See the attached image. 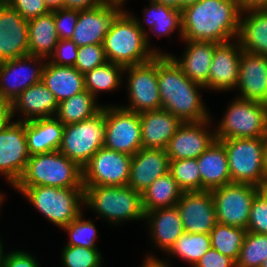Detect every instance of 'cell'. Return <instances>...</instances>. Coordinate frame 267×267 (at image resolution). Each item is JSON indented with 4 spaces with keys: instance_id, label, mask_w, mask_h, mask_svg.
I'll return each mask as SVG.
<instances>
[{
    "instance_id": "cell-12",
    "label": "cell",
    "mask_w": 267,
    "mask_h": 267,
    "mask_svg": "<svg viewBox=\"0 0 267 267\" xmlns=\"http://www.w3.org/2000/svg\"><path fill=\"white\" fill-rule=\"evenodd\" d=\"M127 74L129 105L121 106L136 113L162 109L157 80V56L152 60L124 68Z\"/></svg>"
},
{
    "instance_id": "cell-51",
    "label": "cell",
    "mask_w": 267,
    "mask_h": 267,
    "mask_svg": "<svg viewBox=\"0 0 267 267\" xmlns=\"http://www.w3.org/2000/svg\"><path fill=\"white\" fill-rule=\"evenodd\" d=\"M242 11L267 8V0H237Z\"/></svg>"
},
{
    "instance_id": "cell-37",
    "label": "cell",
    "mask_w": 267,
    "mask_h": 267,
    "mask_svg": "<svg viewBox=\"0 0 267 267\" xmlns=\"http://www.w3.org/2000/svg\"><path fill=\"white\" fill-rule=\"evenodd\" d=\"M246 233V229L217 223L209 233L211 247L236 262Z\"/></svg>"
},
{
    "instance_id": "cell-1",
    "label": "cell",
    "mask_w": 267,
    "mask_h": 267,
    "mask_svg": "<svg viewBox=\"0 0 267 267\" xmlns=\"http://www.w3.org/2000/svg\"><path fill=\"white\" fill-rule=\"evenodd\" d=\"M237 0H200L181 11L182 40L223 43L238 37Z\"/></svg>"
},
{
    "instance_id": "cell-32",
    "label": "cell",
    "mask_w": 267,
    "mask_h": 267,
    "mask_svg": "<svg viewBox=\"0 0 267 267\" xmlns=\"http://www.w3.org/2000/svg\"><path fill=\"white\" fill-rule=\"evenodd\" d=\"M29 55L49 58L59 41L54 22V9L46 15L28 20Z\"/></svg>"
},
{
    "instance_id": "cell-35",
    "label": "cell",
    "mask_w": 267,
    "mask_h": 267,
    "mask_svg": "<svg viewBox=\"0 0 267 267\" xmlns=\"http://www.w3.org/2000/svg\"><path fill=\"white\" fill-rule=\"evenodd\" d=\"M123 72V66L107 61L84 74L85 89L95 98L100 94V91L112 92L117 90L122 85Z\"/></svg>"
},
{
    "instance_id": "cell-36",
    "label": "cell",
    "mask_w": 267,
    "mask_h": 267,
    "mask_svg": "<svg viewBox=\"0 0 267 267\" xmlns=\"http://www.w3.org/2000/svg\"><path fill=\"white\" fill-rule=\"evenodd\" d=\"M211 249L209 233H186L184 232L166 253L181 258L194 267L201 257Z\"/></svg>"
},
{
    "instance_id": "cell-24",
    "label": "cell",
    "mask_w": 267,
    "mask_h": 267,
    "mask_svg": "<svg viewBox=\"0 0 267 267\" xmlns=\"http://www.w3.org/2000/svg\"><path fill=\"white\" fill-rule=\"evenodd\" d=\"M186 44L182 58L167 53L181 68L182 72L193 82L204 86L208 90V78L215 42L182 40Z\"/></svg>"
},
{
    "instance_id": "cell-53",
    "label": "cell",
    "mask_w": 267,
    "mask_h": 267,
    "mask_svg": "<svg viewBox=\"0 0 267 267\" xmlns=\"http://www.w3.org/2000/svg\"><path fill=\"white\" fill-rule=\"evenodd\" d=\"M151 2L163 4L180 11V0H149Z\"/></svg>"
},
{
    "instance_id": "cell-34",
    "label": "cell",
    "mask_w": 267,
    "mask_h": 267,
    "mask_svg": "<svg viewBox=\"0 0 267 267\" xmlns=\"http://www.w3.org/2000/svg\"><path fill=\"white\" fill-rule=\"evenodd\" d=\"M103 105L97 104L96 98L84 90L76 95L58 103L55 117L63 124H73L97 114Z\"/></svg>"
},
{
    "instance_id": "cell-38",
    "label": "cell",
    "mask_w": 267,
    "mask_h": 267,
    "mask_svg": "<svg viewBox=\"0 0 267 267\" xmlns=\"http://www.w3.org/2000/svg\"><path fill=\"white\" fill-rule=\"evenodd\" d=\"M265 259H267V234L247 231L236 267H261Z\"/></svg>"
},
{
    "instance_id": "cell-55",
    "label": "cell",
    "mask_w": 267,
    "mask_h": 267,
    "mask_svg": "<svg viewBox=\"0 0 267 267\" xmlns=\"http://www.w3.org/2000/svg\"><path fill=\"white\" fill-rule=\"evenodd\" d=\"M200 0H180V11L184 10L185 8L192 6L193 4L197 3Z\"/></svg>"
},
{
    "instance_id": "cell-20",
    "label": "cell",
    "mask_w": 267,
    "mask_h": 267,
    "mask_svg": "<svg viewBox=\"0 0 267 267\" xmlns=\"http://www.w3.org/2000/svg\"><path fill=\"white\" fill-rule=\"evenodd\" d=\"M235 41L216 43L209 71V90L226 92L236 89L243 50L237 38Z\"/></svg>"
},
{
    "instance_id": "cell-54",
    "label": "cell",
    "mask_w": 267,
    "mask_h": 267,
    "mask_svg": "<svg viewBox=\"0 0 267 267\" xmlns=\"http://www.w3.org/2000/svg\"><path fill=\"white\" fill-rule=\"evenodd\" d=\"M45 2L51 10L64 8V0H45Z\"/></svg>"
},
{
    "instance_id": "cell-2",
    "label": "cell",
    "mask_w": 267,
    "mask_h": 267,
    "mask_svg": "<svg viewBox=\"0 0 267 267\" xmlns=\"http://www.w3.org/2000/svg\"><path fill=\"white\" fill-rule=\"evenodd\" d=\"M157 80L163 110L182 122L210 119L199 92L206 88L190 80L169 55H157Z\"/></svg>"
},
{
    "instance_id": "cell-45",
    "label": "cell",
    "mask_w": 267,
    "mask_h": 267,
    "mask_svg": "<svg viewBox=\"0 0 267 267\" xmlns=\"http://www.w3.org/2000/svg\"><path fill=\"white\" fill-rule=\"evenodd\" d=\"M11 8L15 9L25 20L46 15L52 10L45 0H3Z\"/></svg>"
},
{
    "instance_id": "cell-26",
    "label": "cell",
    "mask_w": 267,
    "mask_h": 267,
    "mask_svg": "<svg viewBox=\"0 0 267 267\" xmlns=\"http://www.w3.org/2000/svg\"><path fill=\"white\" fill-rule=\"evenodd\" d=\"M144 219L149 224L153 245L164 251L165 254L184 233L181 216L176 205L146 212Z\"/></svg>"
},
{
    "instance_id": "cell-4",
    "label": "cell",
    "mask_w": 267,
    "mask_h": 267,
    "mask_svg": "<svg viewBox=\"0 0 267 267\" xmlns=\"http://www.w3.org/2000/svg\"><path fill=\"white\" fill-rule=\"evenodd\" d=\"M85 207L115 226L145 218L142 194L128 185L84 187Z\"/></svg>"
},
{
    "instance_id": "cell-56",
    "label": "cell",
    "mask_w": 267,
    "mask_h": 267,
    "mask_svg": "<svg viewBox=\"0 0 267 267\" xmlns=\"http://www.w3.org/2000/svg\"><path fill=\"white\" fill-rule=\"evenodd\" d=\"M264 181H267V137L264 149Z\"/></svg>"
},
{
    "instance_id": "cell-58",
    "label": "cell",
    "mask_w": 267,
    "mask_h": 267,
    "mask_svg": "<svg viewBox=\"0 0 267 267\" xmlns=\"http://www.w3.org/2000/svg\"><path fill=\"white\" fill-rule=\"evenodd\" d=\"M3 242H2V239L0 238V265H2V261L4 259V255H5V249H3Z\"/></svg>"
},
{
    "instance_id": "cell-46",
    "label": "cell",
    "mask_w": 267,
    "mask_h": 267,
    "mask_svg": "<svg viewBox=\"0 0 267 267\" xmlns=\"http://www.w3.org/2000/svg\"><path fill=\"white\" fill-rule=\"evenodd\" d=\"M77 44L71 39H59L53 54L47 59L60 66L74 67L77 60Z\"/></svg>"
},
{
    "instance_id": "cell-28",
    "label": "cell",
    "mask_w": 267,
    "mask_h": 267,
    "mask_svg": "<svg viewBox=\"0 0 267 267\" xmlns=\"http://www.w3.org/2000/svg\"><path fill=\"white\" fill-rule=\"evenodd\" d=\"M150 2V5L147 6V8H144V18L142 22H140L141 19H137L136 16L132 15L137 24L138 27L142 30L144 34H146V41L148 46L157 54V55H167L165 52H160L159 49H154L150 46V37L148 36V32L145 29V24L148 25L149 30L156 36L162 37V36H168L170 38V35L177 31H179V36L182 40V22H181V11L174 9L169 6H165L163 4ZM145 24H144V23ZM144 24V25H143Z\"/></svg>"
},
{
    "instance_id": "cell-17",
    "label": "cell",
    "mask_w": 267,
    "mask_h": 267,
    "mask_svg": "<svg viewBox=\"0 0 267 267\" xmlns=\"http://www.w3.org/2000/svg\"><path fill=\"white\" fill-rule=\"evenodd\" d=\"M211 122H183L165 148L169 160L199 158L216 139L215 129H208Z\"/></svg>"
},
{
    "instance_id": "cell-47",
    "label": "cell",
    "mask_w": 267,
    "mask_h": 267,
    "mask_svg": "<svg viewBox=\"0 0 267 267\" xmlns=\"http://www.w3.org/2000/svg\"><path fill=\"white\" fill-rule=\"evenodd\" d=\"M36 257L26 251L12 250L5 253L2 261L3 267H40Z\"/></svg>"
},
{
    "instance_id": "cell-43",
    "label": "cell",
    "mask_w": 267,
    "mask_h": 267,
    "mask_svg": "<svg viewBox=\"0 0 267 267\" xmlns=\"http://www.w3.org/2000/svg\"><path fill=\"white\" fill-rule=\"evenodd\" d=\"M246 230L248 232L267 234V199L259 192L251 206Z\"/></svg>"
},
{
    "instance_id": "cell-41",
    "label": "cell",
    "mask_w": 267,
    "mask_h": 267,
    "mask_svg": "<svg viewBox=\"0 0 267 267\" xmlns=\"http://www.w3.org/2000/svg\"><path fill=\"white\" fill-rule=\"evenodd\" d=\"M63 267H102V254L99 249L64 245L61 250Z\"/></svg>"
},
{
    "instance_id": "cell-25",
    "label": "cell",
    "mask_w": 267,
    "mask_h": 267,
    "mask_svg": "<svg viewBox=\"0 0 267 267\" xmlns=\"http://www.w3.org/2000/svg\"><path fill=\"white\" fill-rule=\"evenodd\" d=\"M142 148L165 149L183 123L163 109L140 113Z\"/></svg>"
},
{
    "instance_id": "cell-59",
    "label": "cell",
    "mask_w": 267,
    "mask_h": 267,
    "mask_svg": "<svg viewBox=\"0 0 267 267\" xmlns=\"http://www.w3.org/2000/svg\"><path fill=\"white\" fill-rule=\"evenodd\" d=\"M5 194L4 193H2V191H0V207L2 206V204H3V202H4V200H5Z\"/></svg>"
},
{
    "instance_id": "cell-5",
    "label": "cell",
    "mask_w": 267,
    "mask_h": 267,
    "mask_svg": "<svg viewBox=\"0 0 267 267\" xmlns=\"http://www.w3.org/2000/svg\"><path fill=\"white\" fill-rule=\"evenodd\" d=\"M32 186L84 188L82 168L58 150L32 155L14 187Z\"/></svg>"
},
{
    "instance_id": "cell-29",
    "label": "cell",
    "mask_w": 267,
    "mask_h": 267,
    "mask_svg": "<svg viewBox=\"0 0 267 267\" xmlns=\"http://www.w3.org/2000/svg\"><path fill=\"white\" fill-rule=\"evenodd\" d=\"M63 132L64 125L55 116L25 122L29 155L59 150Z\"/></svg>"
},
{
    "instance_id": "cell-6",
    "label": "cell",
    "mask_w": 267,
    "mask_h": 267,
    "mask_svg": "<svg viewBox=\"0 0 267 267\" xmlns=\"http://www.w3.org/2000/svg\"><path fill=\"white\" fill-rule=\"evenodd\" d=\"M24 195L38 212L58 228H63L83 211L84 188L48 186L13 187Z\"/></svg>"
},
{
    "instance_id": "cell-18",
    "label": "cell",
    "mask_w": 267,
    "mask_h": 267,
    "mask_svg": "<svg viewBox=\"0 0 267 267\" xmlns=\"http://www.w3.org/2000/svg\"><path fill=\"white\" fill-rule=\"evenodd\" d=\"M176 207L186 233H210L217 224L210 191L183 192Z\"/></svg>"
},
{
    "instance_id": "cell-60",
    "label": "cell",
    "mask_w": 267,
    "mask_h": 267,
    "mask_svg": "<svg viewBox=\"0 0 267 267\" xmlns=\"http://www.w3.org/2000/svg\"><path fill=\"white\" fill-rule=\"evenodd\" d=\"M261 267H267V259L264 260V262L262 263Z\"/></svg>"
},
{
    "instance_id": "cell-50",
    "label": "cell",
    "mask_w": 267,
    "mask_h": 267,
    "mask_svg": "<svg viewBox=\"0 0 267 267\" xmlns=\"http://www.w3.org/2000/svg\"><path fill=\"white\" fill-rule=\"evenodd\" d=\"M12 122V102L0 100V132Z\"/></svg>"
},
{
    "instance_id": "cell-27",
    "label": "cell",
    "mask_w": 267,
    "mask_h": 267,
    "mask_svg": "<svg viewBox=\"0 0 267 267\" xmlns=\"http://www.w3.org/2000/svg\"><path fill=\"white\" fill-rule=\"evenodd\" d=\"M200 169V191H211L231 183L228 158L220 140L215 141L197 158Z\"/></svg>"
},
{
    "instance_id": "cell-13",
    "label": "cell",
    "mask_w": 267,
    "mask_h": 267,
    "mask_svg": "<svg viewBox=\"0 0 267 267\" xmlns=\"http://www.w3.org/2000/svg\"><path fill=\"white\" fill-rule=\"evenodd\" d=\"M132 156L101 147L82 168L83 187L128 185Z\"/></svg>"
},
{
    "instance_id": "cell-33",
    "label": "cell",
    "mask_w": 267,
    "mask_h": 267,
    "mask_svg": "<svg viewBox=\"0 0 267 267\" xmlns=\"http://www.w3.org/2000/svg\"><path fill=\"white\" fill-rule=\"evenodd\" d=\"M183 194V190L174 180L172 174L157 178L143 193L142 203L144 212L153 211L177 204Z\"/></svg>"
},
{
    "instance_id": "cell-16",
    "label": "cell",
    "mask_w": 267,
    "mask_h": 267,
    "mask_svg": "<svg viewBox=\"0 0 267 267\" xmlns=\"http://www.w3.org/2000/svg\"><path fill=\"white\" fill-rule=\"evenodd\" d=\"M124 2L111 0L103 5L79 11L73 40L78 47L89 44H103L115 17L123 10Z\"/></svg>"
},
{
    "instance_id": "cell-14",
    "label": "cell",
    "mask_w": 267,
    "mask_h": 267,
    "mask_svg": "<svg viewBox=\"0 0 267 267\" xmlns=\"http://www.w3.org/2000/svg\"><path fill=\"white\" fill-rule=\"evenodd\" d=\"M45 63L46 59L33 55L0 62V100L13 102L29 86L41 82Z\"/></svg>"
},
{
    "instance_id": "cell-30",
    "label": "cell",
    "mask_w": 267,
    "mask_h": 267,
    "mask_svg": "<svg viewBox=\"0 0 267 267\" xmlns=\"http://www.w3.org/2000/svg\"><path fill=\"white\" fill-rule=\"evenodd\" d=\"M237 39L244 52L267 56V8L241 11Z\"/></svg>"
},
{
    "instance_id": "cell-9",
    "label": "cell",
    "mask_w": 267,
    "mask_h": 267,
    "mask_svg": "<svg viewBox=\"0 0 267 267\" xmlns=\"http://www.w3.org/2000/svg\"><path fill=\"white\" fill-rule=\"evenodd\" d=\"M105 106L92 117L78 123L64 125L59 152L83 168L90 158L104 146Z\"/></svg>"
},
{
    "instance_id": "cell-21",
    "label": "cell",
    "mask_w": 267,
    "mask_h": 267,
    "mask_svg": "<svg viewBox=\"0 0 267 267\" xmlns=\"http://www.w3.org/2000/svg\"><path fill=\"white\" fill-rule=\"evenodd\" d=\"M236 88L238 98L267 104V56L242 51Z\"/></svg>"
},
{
    "instance_id": "cell-31",
    "label": "cell",
    "mask_w": 267,
    "mask_h": 267,
    "mask_svg": "<svg viewBox=\"0 0 267 267\" xmlns=\"http://www.w3.org/2000/svg\"><path fill=\"white\" fill-rule=\"evenodd\" d=\"M41 81L58 103L85 90L83 73L75 67L52 64L48 60L43 67Z\"/></svg>"
},
{
    "instance_id": "cell-23",
    "label": "cell",
    "mask_w": 267,
    "mask_h": 267,
    "mask_svg": "<svg viewBox=\"0 0 267 267\" xmlns=\"http://www.w3.org/2000/svg\"><path fill=\"white\" fill-rule=\"evenodd\" d=\"M58 102L50 90L41 82L29 86L12 102V115L18 114L16 121L27 122L54 117Z\"/></svg>"
},
{
    "instance_id": "cell-52",
    "label": "cell",
    "mask_w": 267,
    "mask_h": 267,
    "mask_svg": "<svg viewBox=\"0 0 267 267\" xmlns=\"http://www.w3.org/2000/svg\"><path fill=\"white\" fill-rule=\"evenodd\" d=\"M141 267H169V261L164 259H159L155 255L147 254L146 257L144 258V263H142Z\"/></svg>"
},
{
    "instance_id": "cell-40",
    "label": "cell",
    "mask_w": 267,
    "mask_h": 267,
    "mask_svg": "<svg viewBox=\"0 0 267 267\" xmlns=\"http://www.w3.org/2000/svg\"><path fill=\"white\" fill-rule=\"evenodd\" d=\"M169 172L183 192L200 191V169L197 159L170 161Z\"/></svg>"
},
{
    "instance_id": "cell-44",
    "label": "cell",
    "mask_w": 267,
    "mask_h": 267,
    "mask_svg": "<svg viewBox=\"0 0 267 267\" xmlns=\"http://www.w3.org/2000/svg\"><path fill=\"white\" fill-rule=\"evenodd\" d=\"M79 9H54V22L59 39H71L79 17Z\"/></svg>"
},
{
    "instance_id": "cell-10",
    "label": "cell",
    "mask_w": 267,
    "mask_h": 267,
    "mask_svg": "<svg viewBox=\"0 0 267 267\" xmlns=\"http://www.w3.org/2000/svg\"><path fill=\"white\" fill-rule=\"evenodd\" d=\"M259 192L258 186L235 182L211 190L217 223L246 229L252 202Z\"/></svg>"
},
{
    "instance_id": "cell-39",
    "label": "cell",
    "mask_w": 267,
    "mask_h": 267,
    "mask_svg": "<svg viewBox=\"0 0 267 267\" xmlns=\"http://www.w3.org/2000/svg\"><path fill=\"white\" fill-rule=\"evenodd\" d=\"M62 230L69 234L68 242L65 245L98 249L96 245L98 237L96 226L92 220L84 219L83 212Z\"/></svg>"
},
{
    "instance_id": "cell-57",
    "label": "cell",
    "mask_w": 267,
    "mask_h": 267,
    "mask_svg": "<svg viewBox=\"0 0 267 267\" xmlns=\"http://www.w3.org/2000/svg\"><path fill=\"white\" fill-rule=\"evenodd\" d=\"M260 192L266 197L267 199V181H264L260 186H259Z\"/></svg>"
},
{
    "instance_id": "cell-19",
    "label": "cell",
    "mask_w": 267,
    "mask_h": 267,
    "mask_svg": "<svg viewBox=\"0 0 267 267\" xmlns=\"http://www.w3.org/2000/svg\"><path fill=\"white\" fill-rule=\"evenodd\" d=\"M28 21L0 0V62L29 55Z\"/></svg>"
},
{
    "instance_id": "cell-3",
    "label": "cell",
    "mask_w": 267,
    "mask_h": 267,
    "mask_svg": "<svg viewBox=\"0 0 267 267\" xmlns=\"http://www.w3.org/2000/svg\"><path fill=\"white\" fill-rule=\"evenodd\" d=\"M103 46L107 61L124 68L146 63L157 56L135 18L124 8L113 20Z\"/></svg>"
},
{
    "instance_id": "cell-49",
    "label": "cell",
    "mask_w": 267,
    "mask_h": 267,
    "mask_svg": "<svg viewBox=\"0 0 267 267\" xmlns=\"http://www.w3.org/2000/svg\"><path fill=\"white\" fill-rule=\"evenodd\" d=\"M111 0H64V8L66 9H90L103 5Z\"/></svg>"
},
{
    "instance_id": "cell-48",
    "label": "cell",
    "mask_w": 267,
    "mask_h": 267,
    "mask_svg": "<svg viewBox=\"0 0 267 267\" xmlns=\"http://www.w3.org/2000/svg\"><path fill=\"white\" fill-rule=\"evenodd\" d=\"M194 267H236V262L211 247Z\"/></svg>"
},
{
    "instance_id": "cell-22",
    "label": "cell",
    "mask_w": 267,
    "mask_h": 267,
    "mask_svg": "<svg viewBox=\"0 0 267 267\" xmlns=\"http://www.w3.org/2000/svg\"><path fill=\"white\" fill-rule=\"evenodd\" d=\"M169 169L170 160L165 149L142 148L132 155L128 186L142 194Z\"/></svg>"
},
{
    "instance_id": "cell-8",
    "label": "cell",
    "mask_w": 267,
    "mask_h": 267,
    "mask_svg": "<svg viewBox=\"0 0 267 267\" xmlns=\"http://www.w3.org/2000/svg\"><path fill=\"white\" fill-rule=\"evenodd\" d=\"M226 150L231 182L260 186L264 182L266 137L220 140Z\"/></svg>"
},
{
    "instance_id": "cell-15",
    "label": "cell",
    "mask_w": 267,
    "mask_h": 267,
    "mask_svg": "<svg viewBox=\"0 0 267 267\" xmlns=\"http://www.w3.org/2000/svg\"><path fill=\"white\" fill-rule=\"evenodd\" d=\"M29 158L25 122L15 120L0 132V175L11 187L20 180Z\"/></svg>"
},
{
    "instance_id": "cell-7",
    "label": "cell",
    "mask_w": 267,
    "mask_h": 267,
    "mask_svg": "<svg viewBox=\"0 0 267 267\" xmlns=\"http://www.w3.org/2000/svg\"><path fill=\"white\" fill-rule=\"evenodd\" d=\"M215 129L217 140L267 137V104L235 97Z\"/></svg>"
},
{
    "instance_id": "cell-11",
    "label": "cell",
    "mask_w": 267,
    "mask_h": 267,
    "mask_svg": "<svg viewBox=\"0 0 267 267\" xmlns=\"http://www.w3.org/2000/svg\"><path fill=\"white\" fill-rule=\"evenodd\" d=\"M104 147L130 156L142 149L140 114L105 105Z\"/></svg>"
},
{
    "instance_id": "cell-42",
    "label": "cell",
    "mask_w": 267,
    "mask_h": 267,
    "mask_svg": "<svg viewBox=\"0 0 267 267\" xmlns=\"http://www.w3.org/2000/svg\"><path fill=\"white\" fill-rule=\"evenodd\" d=\"M107 62L103 44H89L78 47L77 60L74 67L80 72H86Z\"/></svg>"
}]
</instances>
